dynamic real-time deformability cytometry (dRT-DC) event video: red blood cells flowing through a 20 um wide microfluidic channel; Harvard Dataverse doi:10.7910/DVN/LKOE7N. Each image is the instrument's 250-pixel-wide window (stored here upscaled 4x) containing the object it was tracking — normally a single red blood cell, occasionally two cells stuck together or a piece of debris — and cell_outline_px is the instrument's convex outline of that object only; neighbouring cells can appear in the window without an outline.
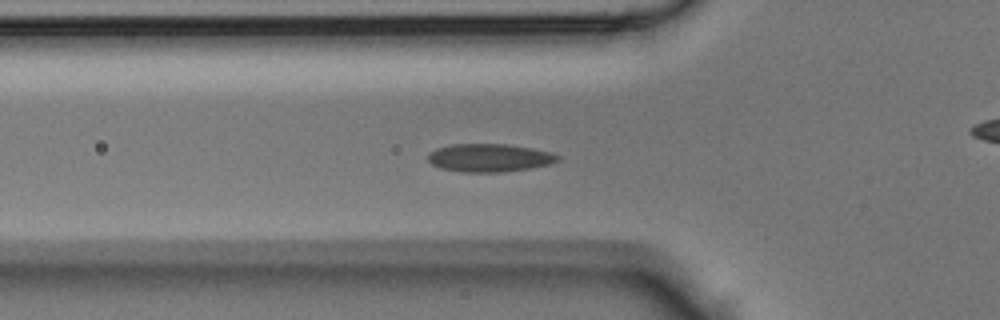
{"species": "Egyptian fruit bat (a non-hibernating species)", "species_latin": "Rousettus aegyptiacus", "temperature_condition": "room temperature", "stored_images_in_passage": 39, "camera_frame_rate_fps": 3000, "um_per_image_px": 0.085, "animal": {"sex": "male"}, "frame": {"image": 1, "passage_image": 9, "time_ms": 2.667, "image_size_px": [1000, 320], "cell_outline_px": [[560, 160], [548, 164], [528, 168], [500, 172], [464, 172], [440, 168], [432, 164], [428, 160], [428, 152], [436, 148], [452, 144], [504, 144], [532, 148], [552, 152], [560, 156]], "centroid_in_image_um": [41.58, 13.4], "position_along_channel_um": 84.2, "area_um2": 21.15}}
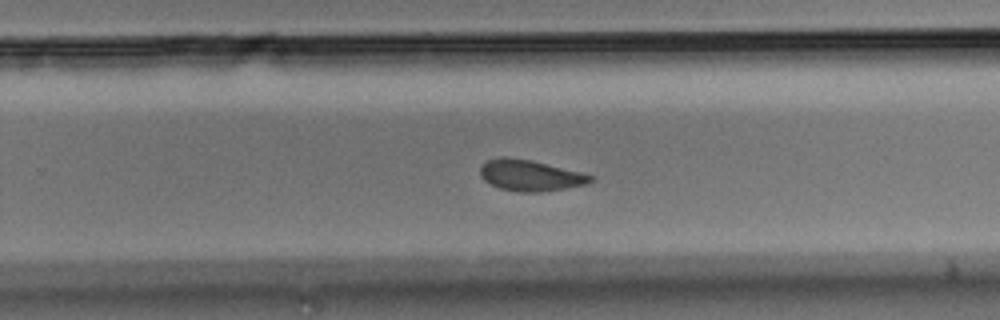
{"frame": {"image": 2, "passage_image": 22, "time_ms": 7.0, "image_size_px": [1000, 320], "cell_outline_px": [[596, 180], [588, 184], [540, 192], [520, 192], [500, 188], [484, 180], [480, 176], [480, 168], [488, 160], [500, 156], [504, 156], [532, 160], [596, 176]], "centroid_in_image_um": [45.1, 14.9], "position_along_channel_um": 284.7, "area_um2": 20.0}}
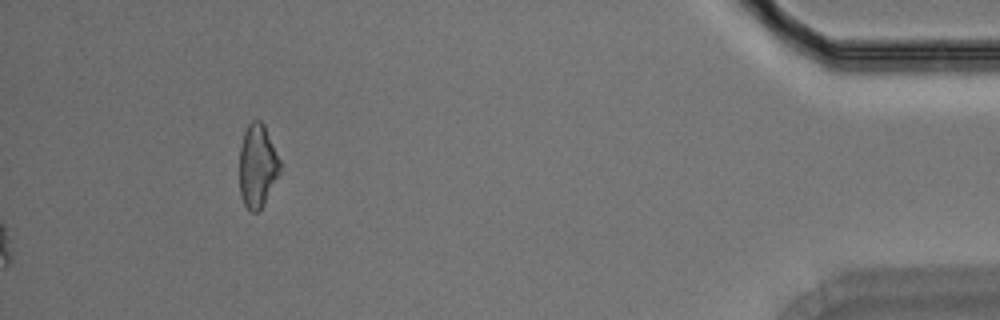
{"frame": {"image": 3, "passage_image": 39, "time_ms": 12.667, "image_size_px": [1000, 320], "cell_outline_px": [[280, 172], [264, 204], [256, 212], [252, 212], [244, 204], [240, 196], [240, 144], [244, 132], [248, 124], [252, 120], [260, 120], [264, 124], [280, 160]], "centroid_in_image_um": [21.87, 14.08], "position_along_channel_um": 413.3, "area_um2": 19.59}}